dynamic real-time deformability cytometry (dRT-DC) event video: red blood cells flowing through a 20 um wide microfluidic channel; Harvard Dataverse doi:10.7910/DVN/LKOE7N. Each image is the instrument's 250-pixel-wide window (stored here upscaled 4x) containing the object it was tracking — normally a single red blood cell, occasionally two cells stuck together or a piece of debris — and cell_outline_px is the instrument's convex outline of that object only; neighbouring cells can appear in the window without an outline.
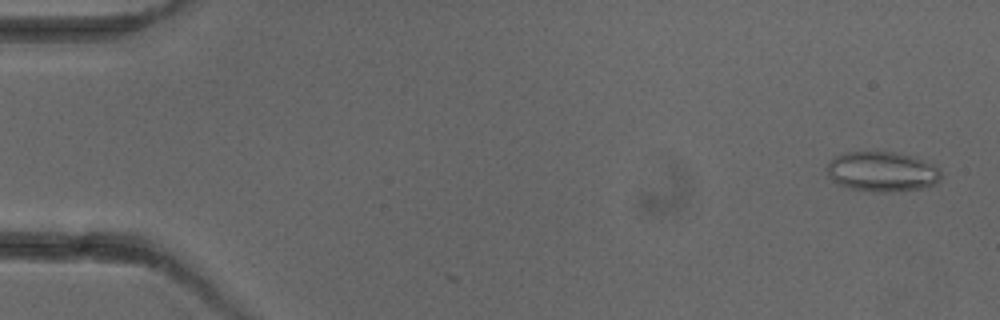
{"species": "common noctule bat (a hibernating species)", "species_latin": "Nyctalus noctula", "temperature_condition": "cold", "stored_images_in_passage": 2, "camera_frame_rate_fps": 3000, "um_per_image_px": 0.085, "animal": {"sex": "female"}, "frame": {"image": 1, "passage_image": 1, "time_ms": 0.0, "image_size_px": [1000, 320], "cell_outline_px": [[940, 180], [936, 184], [928, 188], [888, 192], [876, 192], [848, 188], [836, 184], [828, 176], [828, 164], [832, 156], [844, 152], [896, 152], [912, 156], [936, 164], [940, 168]], "centroid_in_image_um": [75.0, 14.59], "position_along_channel_um": 10.0, "area_um2": 27.11}}